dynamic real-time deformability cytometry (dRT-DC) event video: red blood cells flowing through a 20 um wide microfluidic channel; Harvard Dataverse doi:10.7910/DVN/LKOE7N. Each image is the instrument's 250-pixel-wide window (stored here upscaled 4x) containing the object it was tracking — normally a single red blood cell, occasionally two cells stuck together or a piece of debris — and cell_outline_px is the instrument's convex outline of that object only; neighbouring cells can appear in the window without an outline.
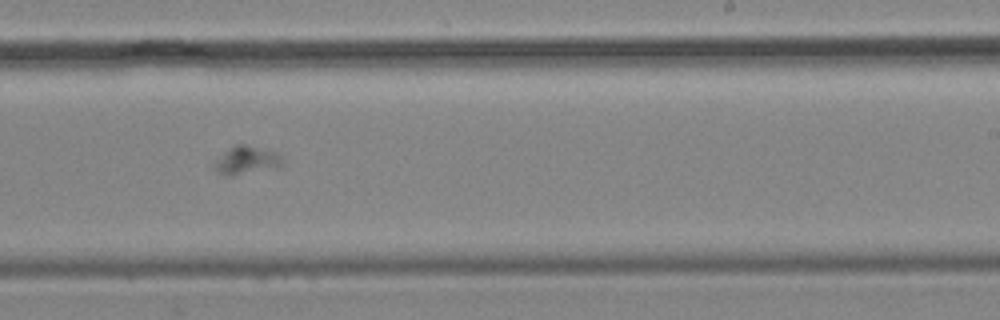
{"species": "common noctule bat (a hibernating species)", "species_latin": "Nyctalus noctula", "temperature_condition": "cold", "stored_images_in_passage": 9, "camera_frame_rate_fps": 3000, "um_per_image_px": 0.085, "animal": {"sex": "male", "body_mass_g": 19.2, "forearm_length_mm": 51.8}, "frame": {"image": 1, "passage_image": 8, "time_ms": 9.0, "image_size_px": [1000, 320], "cell_outline_px": [[284, 164], [280, 168], [232, 176], [224, 176], [216, 172], [212, 164], [212, 160], [232, 144], [244, 144], [276, 152], [284, 160]], "centroid_in_image_um": [20.9, 13.64], "position_along_channel_um": 268.1, "area_um2": 11.85}}